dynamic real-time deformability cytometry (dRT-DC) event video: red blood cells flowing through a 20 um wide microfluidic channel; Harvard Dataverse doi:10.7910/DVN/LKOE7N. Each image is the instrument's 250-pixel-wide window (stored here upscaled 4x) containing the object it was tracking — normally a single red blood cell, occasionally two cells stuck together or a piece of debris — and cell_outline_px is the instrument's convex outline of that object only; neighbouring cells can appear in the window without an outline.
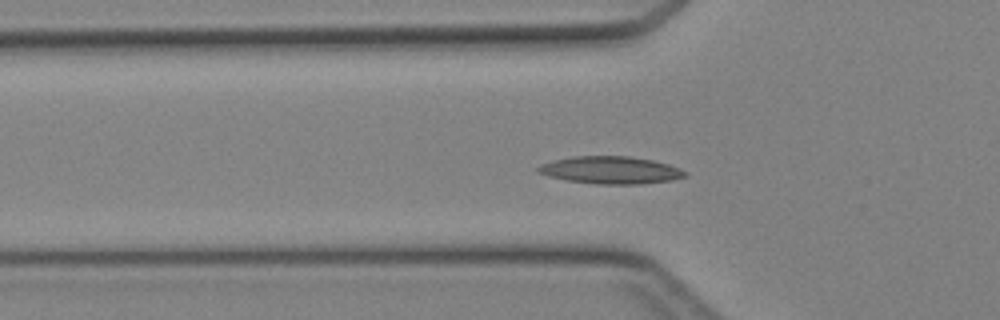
{"species": "Egyptian fruit bat (a non-hibernating species)", "species_latin": "Rousettus aegyptiacus", "temperature_condition": "cold", "stored_images_in_passage": 44, "camera_frame_rate_fps": 3000, "um_per_image_px": 0.085, "animal": {"sex": "female"}, "frame": {"image": 1, "passage_image": 14, "time_ms": 4.333, "image_size_px": [1000, 320], "cell_outline_px": [[688, 176], [672, 180], [636, 184], [596, 184], [564, 180], [548, 176], [536, 172], [536, 168], [540, 164], [552, 160], [572, 156], [628, 156], [652, 160], [668, 164], [680, 168], [688, 172]], "centroid_in_image_um": [51.87, 14.46], "position_along_channel_um": 73.9, "area_um2": 23.7}}
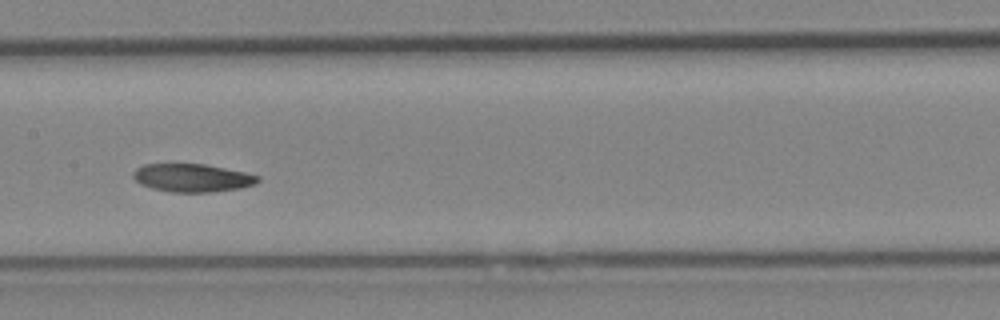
{"frame": {"image": 2, "passage_image": 22, "time_ms": 7.0, "image_size_px": [1000, 320], "cell_outline_px": [[260, 180], [256, 184], [240, 188], [208, 192], [172, 192], [152, 188], [140, 184], [132, 176], [132, 172], [136, 168], [144, 164], [204, 164], [244, 172], [260, 176]], "centroid_in_image_um": [16.33, 15.11], "position_along_channel_um": 191.1, "area_um2": 20.35}}
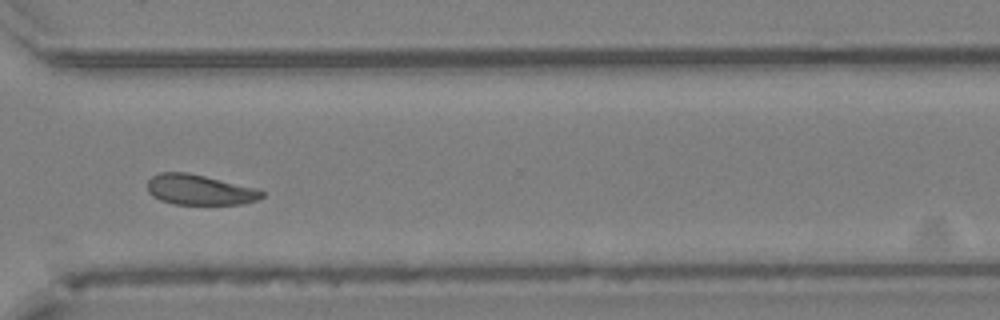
{"frame": {"image": 3, "passage_image": 33, "time_ms": 10.667, "image_size_px": [1000, 320], "cell_outline_px": [[264, 196], [256, 200], [240, 204], [172, 204], [160, 200], [148, 192], [148, 180], [152, 176], [160, 172], [188, 172], [256, 188], [264, 192]], "centroid_in_image_um": [16.95, 16.13], "position_along_channel_um": 353.7, "area_um2": 20.11}}